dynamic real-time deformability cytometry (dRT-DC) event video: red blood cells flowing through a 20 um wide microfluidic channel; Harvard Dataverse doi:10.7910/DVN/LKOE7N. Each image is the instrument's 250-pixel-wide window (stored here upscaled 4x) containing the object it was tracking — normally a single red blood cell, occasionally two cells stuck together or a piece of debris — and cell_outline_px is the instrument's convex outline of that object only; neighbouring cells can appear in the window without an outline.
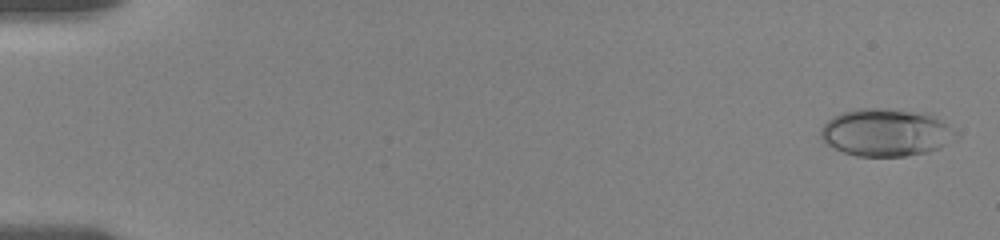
{"species": "human", "species_latin": "Homo sapiens", "temperature_condition": "room temperature", "stored_images_in_passage": 56, "camera_frame_rate_fps": 3000, "um_per_image_px": 0.085, "donor": {"sex": "female"}, "frame": {"image": 1, "passage_image": 2, "time_ms": 0.333, "image_size_px": [1000, 240], "cell_outline_px": [[960, 136], [956, 140], [940, 148], [928, 152], [904, 156], [856, 156], [844, 152], [828, 144], [820, 136], [820, 128], [832, 116], [844, 112], [860, 108], [888, 108], [932, 112], [960, 132]], "centroid_in_image_um": [75.43, 11.24], "position_along_channel_um": 9.6, "area_um2": 38.32}}
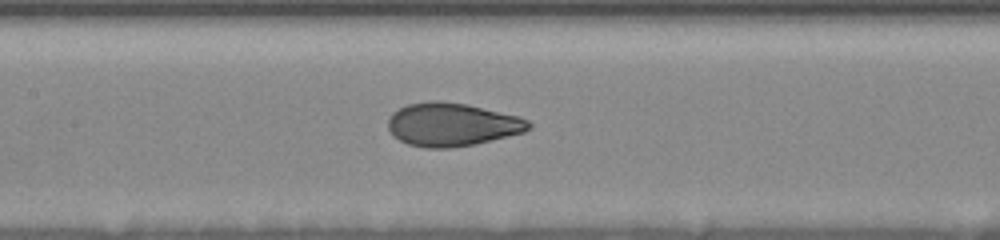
{"frame": {"image": 2, "passage_image": 28, "time_ms": 9.0, "image_size_px": [1000, 240], "cell_outline_px": [[532, 128], [524, 132], [476, 144], [452, 148], [424, 148], [408, 144], [392, 136], [388, 128], [388, 120], [392, 112], [408, 104], [432, 100], [440, 100], [468, 104], [520, 116], [528, 120], [532, 124]], "centroid_in_image_um": [38.43, 10.58], "position_along_channel_um": 169.0, "area_um2": 35.89}}
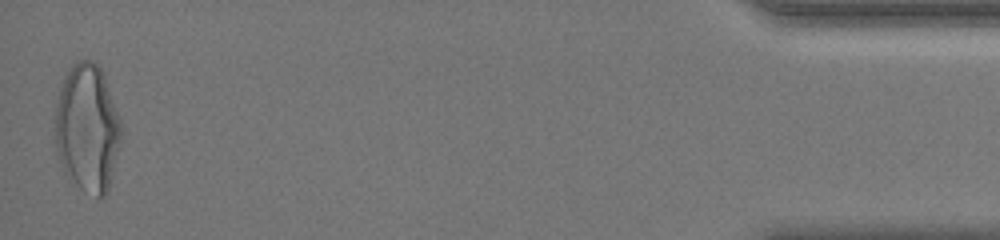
{"frame": {"image": 3, "passage_image": 56, "time_ms": 18.333, "image_size_px": [1000, 240], "cell_outline_px": [[120, 144], [108, 192], [104, 196], [96, 196], [84, 192], [76, 184], [64, 168], [60, 160], [56, 148], [56, 104], [60, 88], [64, 76], [72, 64], [76, 60], [92, 60], [104, 72], [120, 116]], "centroid_in_image_um": [7.45, 10.85], "position_along_channel_um": 427.8, "area_um2": 49.13}, "authors_computed_cell_mechanics": {"area_um2": 35.4025, "velocity_mm_per_s": 3.6199, "shape_relaxation_time_tau1_ms": 4.2969, "shape_relaxation_time_tau2_ms": 0.653, "deformation_change_tau1": 0.1674, "deformation_change_tau2": 0.056}}